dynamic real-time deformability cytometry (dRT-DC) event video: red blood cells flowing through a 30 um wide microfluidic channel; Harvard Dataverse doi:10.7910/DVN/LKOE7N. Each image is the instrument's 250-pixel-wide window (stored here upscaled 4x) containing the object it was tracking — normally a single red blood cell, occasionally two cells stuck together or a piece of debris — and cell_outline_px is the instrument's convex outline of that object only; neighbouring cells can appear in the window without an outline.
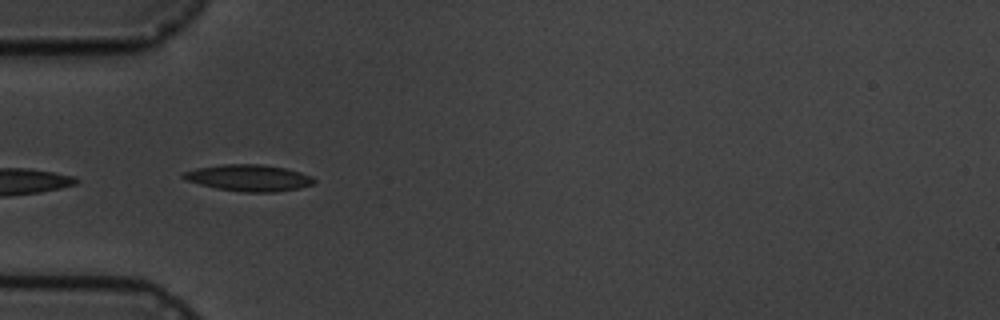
{"species": "common noctule bat (a hibernating species)", "species_latin": "Nyctalus noctula", "temperature_condition": "cold", "stored_images_in_passage": 6, "camera_frame_rate_fps": 3000, "um_per_image_px": 0.085, "animal": {"sex": "male", "body_mass_g": 19.5, "forearm_length_mm": 54.6}, "frame": {"image": 1, "passage_image": 5, "time_ms": 4.667, "image_size_px": [1000, 320], "cell_outline_px": [[316, 180], [312, 184], [300, 188], [276, 192], [244, 192], [216, 188], [184, 180], [180, 176], [184, 172], [196, 168], [220, 164], [260, 164], [284, 168], [300, 172], [312, 176]], "centroid_in_image_um": [21.13, 15.12], "position_along_channel_um": 63.9, "area_um2": 20.23}}